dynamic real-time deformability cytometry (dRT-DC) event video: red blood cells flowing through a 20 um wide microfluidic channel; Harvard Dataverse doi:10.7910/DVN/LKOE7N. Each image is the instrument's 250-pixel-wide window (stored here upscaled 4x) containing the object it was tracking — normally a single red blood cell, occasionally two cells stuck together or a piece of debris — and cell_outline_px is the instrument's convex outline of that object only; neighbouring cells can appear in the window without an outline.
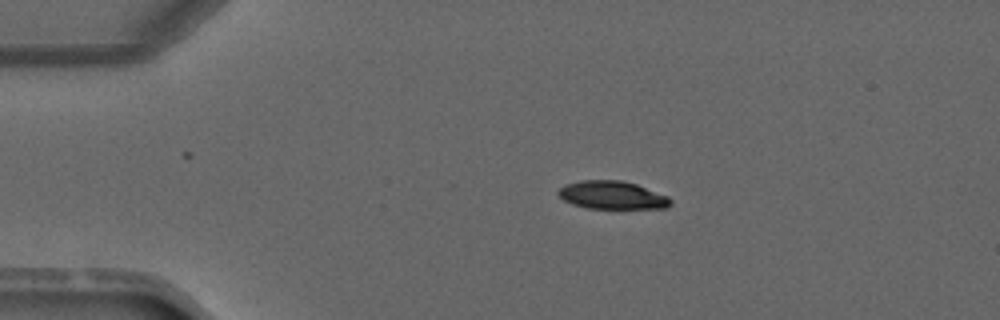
{"species": "common noctule bat (a hibernating species)", "species_latin": "Nyctalus noctula", "temperature_condition": "warm", "stored_images_in_passage": 2, "camera_frame_rate_fps": 3000, "um_per_image_px": 0.085, "animal": {"sex": "male", "forearm_length_mm": 52.5}, "frame": {"image": 1, "passage_image": 1, "time_ms": 0.0, "image_size_px": [1000, 320], "cell_outline_px": [[672, 204], [668, 208], [588, 208], [572, 204], [564, 200], [556, 192], [564, 184], [580, 180], [620, 180], [636, 184], [668, 196], [672, 200]], "centroid_in_image_um": [52.03, 16.58], "position_along_channel_um": 33.0, "area_um2": 18.38}}
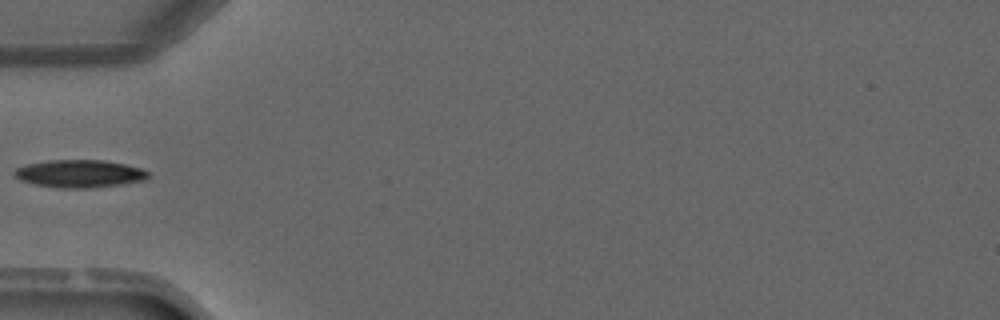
{"frame": {"image": 2, "passage_image": 2, "time_ms": 2.0, "image_size_px": [1000, 320], "cell_outline_px": [[148, 176], [144, 180], [124, 184], [88, 188], [60, 188], [36, 184], [20, 180], [12, 172], [16, 168], [24, 164], [48, 160], [104, 160], [124, 164], [140, 168], [148, 172]], "centroid_in_image_um": [6.73, 14.76], "position_along_channel_um": 78.3, "area_um2": 21.56}}